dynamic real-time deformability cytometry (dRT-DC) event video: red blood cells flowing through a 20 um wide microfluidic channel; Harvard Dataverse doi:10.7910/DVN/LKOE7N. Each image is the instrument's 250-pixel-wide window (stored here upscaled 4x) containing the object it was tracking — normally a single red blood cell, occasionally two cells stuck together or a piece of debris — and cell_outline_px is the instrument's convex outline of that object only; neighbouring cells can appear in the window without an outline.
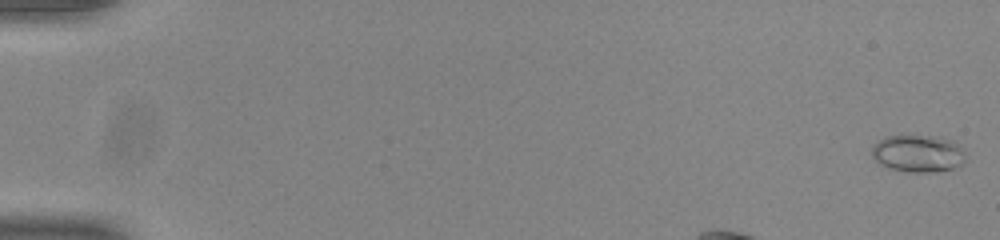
{"species": "common noctule bat (a hibernating species)", "species_latin": "Nyctalus noctula", "temperature_condition": "room temperature", "stored_images_in_passage": 49, "camera_frame_rate_fps": 3000, "um_per_image_px": 0.085, "animal": {"sex": "male", "body_mass_g": 20.0, "forearm_length_mm": 53.3}, "frame": {"image": 1, "passage_image": 1, "time_ms": 0.0, "image_size_px": [1000, 240], "cell_outline_px": [[964, 160], [960, 164], [952, 168], [932, 172], [908, 172], [888, 168], [880, 164], [872, 156], [872, 144], [884, 136], [940, 136], [952, 140], [960, 144], [964, 148]], "centroid_in_image_um": [78.02, 13.03], "position_along_channel_um": 7.0, "area_um2": 20.52}}
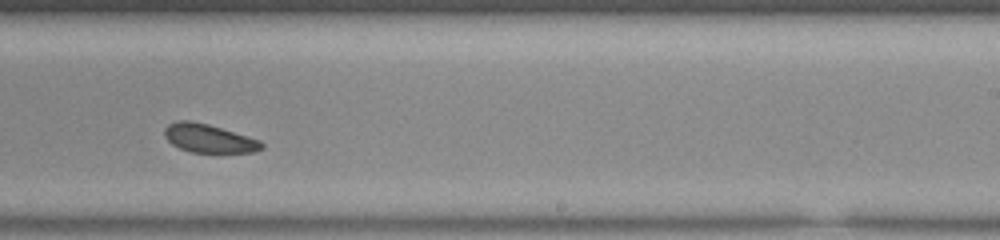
{"frame": {"image": 2, "passage_image": 29, "time_ms": 9.333, "image_size_px": [1000, 240], "cell_outline_px": [[264, 148], [256, 152], [192, 152], [180, 148], [172, 144], [164, 136], [164, 128], [168, 124], [176, 120], [192, 120], [208, 124], [260, 140], [264, 144]], "centroid_in_image_um": [17.74, 11.75], "position_along_channel_um": 271.3, "area_um2": 16.13}}
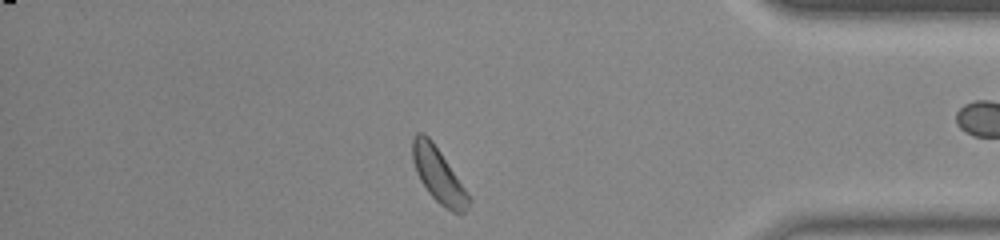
{"frame": {"image": 3, "passage_image": 41, "time_ms": 13.333, "image_size_px": [1000, 240], "cell_outline_px": [[472, 200], [468, 208], [460, 216], [444, 208], [428, 192], [420, 180], [416, 172], [412, 160], [412, 140], [416, 132], [424, 132], [432, 140], [468, 192]], "centroid_in_image_um": [37.28, 14.91], "position_along_channel_um": 397.9, "area_um2": 18.15}, "authors_computed_cell_mechanics": {"area_um2": 17.4556, "velocity_mm_per_s": 3.8296, "shape_relaxation_time_tau1_ms": 5.8104, "shape_relaxation_time_tau2_ms": null, "deformation_change_tau1": 0.0733, "deformation_change_tau2": null}}